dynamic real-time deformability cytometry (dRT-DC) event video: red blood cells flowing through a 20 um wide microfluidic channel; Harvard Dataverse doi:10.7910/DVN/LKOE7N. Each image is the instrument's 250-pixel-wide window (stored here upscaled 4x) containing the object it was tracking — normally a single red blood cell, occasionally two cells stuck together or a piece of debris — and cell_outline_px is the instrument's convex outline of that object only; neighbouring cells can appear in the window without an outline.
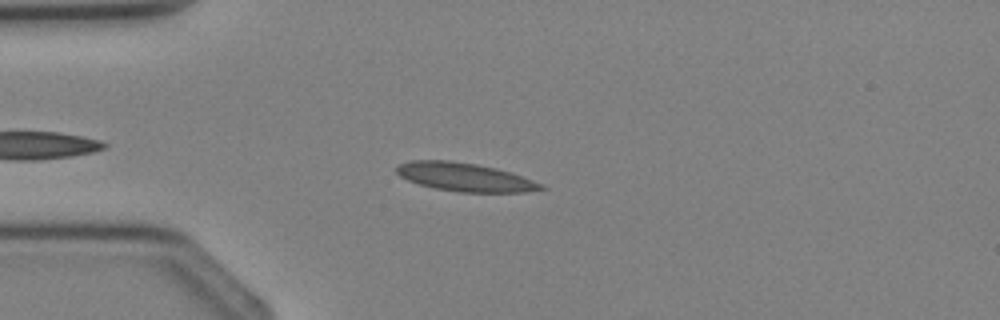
{"species": "Egyptian fruit bat (a non-hibernating species)", "species_latin": "Rousettus aegyptiacus", "temperature_condition": "cold", "stored_images_in_passage": 3, "camera_frame_rate_fps": 3000, "um_per_image_px": 0.085, "animal": {"sex": "female"}, "frame": {"image": 1, "passage_image": 3, "time_ms": 2.667, "image_size_px": [1000, 320], "cell_outline_px": [[548, 188], [524, 192], [460, 192], [436, 188], [420, 184], [408, 180], [400, 176], [396, 172], [396, 168], [400, 164], [412, 160], [452, 160], [476, 164], [496, 168], [544, 184]], "centroid_in_image_um": [39.51, 15.05], "position_along_channel_um": 45.5, "area_um2": 23.7}}